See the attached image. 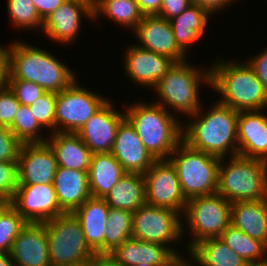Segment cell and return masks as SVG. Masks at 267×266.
<instances>
[{"label": "cell", "instance_id": "obj_24", "mask_svg": "<svg viewBox=\"0 0 267 266\" xmlns=\"http://www.w3.org/2000/svg\"><path fill=\"white\" fill-rule=\"evenodd\" d=\"M110 207L103 198H88L73 214L81 223L85 240L95 253H104V234Z\"/></svg>", "mask_w": 267, "mask_h": 266}, {"label": "cell", "instance_id": "obj_1", "mask_svg": "<svg viewBox=\"0 0 267 266\" xmlns=\"http://www.w3.org/2000/svg\"><path fill=\"white\" fill-rule=\"evenodd\" d=\"M216 102L204 114L200 108L188 116V124L183 125V141L193 149L219 158H225L230 152L229 155L236 156L238 111Z\"/></svg>", "mask_w": 267, "mask_h": 266}, {"label": "cell", "instance_id": "obj_31", "mask_svg": "<svg viewBox=\"0 0 267 266\" xmlns=\"http://www.w3.org/2000/svg\"><path fill=\"white\" fill-rule=\"evenodd\" d=\"M102 15L133 31L143 18L135 0H93V21Z\"/></svg>", "mask_w": 267, "mask_h": 266}, {"label": "cell", "instance_id": "obj_7", "mask_svg": "<svg viewBox=\"0 0 267 266\" xmlns=\"http://www.w3.org/2000/svg\"><path fill=\"white\" fill-rule=\"evenodd\" d=\"M168 160L176 169L186 200L217 192L221 158L193 149L182 140Z\"/></svg>", "mask_w": 267, "mask_h": 266}, {"label": "cell", "instance_id": "obj_9", "mask_svg": "<svg viewBox=\"0 0 267 266\" xmlns=\"http://www.w3.org/2000/svg\"><path fill=\"white\" fill-rule=\"evenodd\" d=\"M182 216L192 237L188 251L202 240L221 237L231 224V203L218 193L194 197L187 200Z\"/></svg>", "mask_w": 267, "mask_h": 266}, {"label": "cell", "instance_id": "obj_27", "mask_svg": "<svg viewBox=\"0 0 267 266\" xmlns=\"http://www.w3.org/2000/svg\"><path fill=\"white\" fill-rule=\"evenodd\" d=\"M212 14L197 4H191L180 15L169 20L179 48L187 55V50L202 40Z\"/></svg>", "mask_w": 267, "mask_h": 266}, {"label": "cell", "instance_id": "obj_37", "mask_svg": "<svg viewBox=\"0 0 267 266\" xmlns=\"http://www.w3.org/2000/svg\"><path fill=\"white\" fill-rule=\"evenodd\" d=\"M56 96L55 92H46L29 106L37 122L46 130L52 129L50 134L55 132Z\"/></svg>", "mask_w": 267, "mask_h": 266}, {"label": "cell", "instance_id": "obj_2", "mask_svg": "<svg viewBox=\"0 0 267 266\" xmlns=\"http://www.w3.org/2000/svg\"><path fill=\"white\" fill-rule=\"evenodd\" d=\"M21 41V42H20ZM6 46L7 80H26L41 86L46 92L59 93L69 87L77 74L49 51L19 40Z\"/></svg>", "mask_w": 267, "mask_h": 266}, {"label": "cell", "instance_id": "obj_43", "mask_svg": "<svg viewBox=\"0 0 267 266\" xmlns=\"http://www.w3.org/2000/svg\"><path fill=\"white\" fill-rule=\"evenodd\" d=\"M247 62L253 68L267 94V48L259 54H255Z\"/></svg>", "mask_w": 267, "mask_h": 266}, {"label": "cell", "instance_id": "obj_49", "mask_svg": "<svg viewBox=\"0 0 267 266\" xmlns=\"http://www.w3.org/2000/svg\"><path fill=\"white\" fill-rule=\"evenodd\" d=\"M187 252L191 260L195 261L193 265H192V262L189 263L188 260H186L183 256L180 255V253H178V254H175L164 266H194L196 264H198L197 266H200V263L196 259L194 254L190 250H188Z\"/></svg>", "mask_w": 267, "mask_h": 266}, {"label": "cell", "instance_id": "obj_44", "mask_svg": "<svg viewBox=\"0 0 267 266\" xmlns=\"http://www.w3.org/2000/svg\"><path fill=\"white\" fill-rule=\"evenodd\" d=\"M40 18L44 21L66 0H32Z\"/></svg>", "mask_w": 267, "mask_h": 266}, {"label": "cell", "instance_id": "obj_5", "mask_svg": "<svg viewBox=\"0 0 267 266\" xmlns=\"http://www.w3.org/2000/svg\"><path fill=\"white\" fill-rule=\"evenodd\" d=\"M188 62V63H187ZM190 61L175 62L162 79L152 89L158 95L157 104L167 111L172 109L174 115L195 114L201 107L200 85L211 86V68H197ZM193 65V66H192ZM199 69V70H198Z\"/></svg>", "mask_w": 267, "mask_h": 266}, {"label": "cell", "instance_id": "obj_18", "mask_svg": "<svg viewBox=\"0 0 267 266\" xmlns=\"http://www.w3.org/2000/svg\"><path fill=\"white\" fill-rule=\"evenodd\" d=\"M132 32L139 41L136 45L143 49L169 57L175 62L188 59L177 45L171 24L167 19L159 16H143Z\"/></svg>", "mask_w": 267, "mask_h": 266}, {"label": "cell", "instance_id": "obj_4", "mask_svg": "<svg viewBox=\"0 0 267 266\" xmlns=\"http://www.w3.org/2000/svg\"><path fill=\"white\" fill-rule=\"evenodd\" d=\"M210 88L219 95L218 100L235 111H259L267 108V94L262 83L247 61H212Z\"/></svg>", "mask_w": 267, "mask_h": 266}, {"label": "cell", "instance_id": "obj_47", "mask_svg": "<svg viewBox=\"0 0 267 266\" xmlns=\"http://www.w3.org/2000/svg\"><path fill=\"white\" fill-rule=\"evenodd\" d=\"M87 266H120L108 253H95L86 263Z\"/></svg>", "mask_w": 267, "mask_h": 266}, {"label": "cell", "instance_id": "obj_29", "mask_svg": "<svg viewBox=\"0 0 267 266\" xmlns=\"http://www.w3.org/2000/svg\"><path fill=\"white\" fill-rule=\"evenodd\" d=\"M103 199L110 208L135 212L139 207L146 205L143 175L125 173Z\"/></svg>", "mask_w": 267, "mask_h": 266}, {"label": "cell", "instance_id": "obj_17", "mask_svg": "<svg viewBox=\"0 0 267 266\" xmlns=\"http://www.w3.org/2000/svg\"><path fill=\"white\" fill-rule=\"evenodd\" d=\"M127 48L123 54L126 76L140 86H147L146 88L153 89L175 63L169 57L143 49L136 44Z\"/></svg>", "mask_w": 267, "mask_h": 266}, {"label": "cell", "instance_id": "obj_50", "mask_svg": "<svg viewBox=\"0 0 267 266\" xmlns=\"http://www.w3.org/2000/svg\"><path fill=\"white\" fill-rule=\"evenodd\" d=\"M0 266H16L9 253L0 251Z\"/></svg>", "mask_w": 267, "mask_h": 266}, {"label": "cell", "instance_id": "obj_51", "mask_svg": "<svg viewBox=\"0 0 267 266\" xmlns=\"http://www.w3.org/2000/svg\"><path fill=\"white\" fill-rule=\"evenodd\" d=\"M246 266H267V261L261 263H248Z\"/></svg>", "mask_w": 267, "mask_h": 266}, {"label": "cell", "instance_id": "obj_23", "mask_svg": "<svg viewBox=\"0 0 267 266\" xmlns=\"http://www.w3.org/2000/svg\"><path fill=\"white\" fill-rule=\"evenodd\" d=\"M108 254L120 266H136L139 263L165 265L175 255L167 246L133 238L116 246Z\"/></svg>", "mask_w": 267, "mask_h": 266}, {"label": "cell", "instance_id": "obj_25", "mask_svg": "<svg viewBox=\"0 0 267 266\" xmlns=\"http://www.w3.org/2000/svg\"><path fill=\"white\" fill-rule=\"evenodd\" d=\"M50 136L46 142L55 154L58 167L88 171L92 153L77 133L53 132Z\"/></svg>", "mask_w": 267, "mask_h": 266}, {"label": "cell", "instance_id": "obj_20", "mask_svg": "<svg viewBox=\"0 0 267 266\" xmlns=\"http://www.w3.org/2000/svg\"><path fill=\"white\" fill-rule=\"evenodd\" d=\"M16 266H52L43 223H26L9 252Z\"/></svg>", "mask_w": 267, "mask_h": 266}, {"label": "cell", "instance_id": "obj_13", "mask_svg": "<svg viewBox=\"0 0 267 266\" xmlns=\"http://www.w3.org/2000/svg\"><path fill=\"white\" fill-rule=\"evenodd\" d=\"M8 203L27 223H45L64 213L53 184L18 185Z\"/></svg>", "mask_w": 267, "mask_h": 266}, {"label": "cell", "instance_id": "obj_26", "mask_svg": "<svg viewBox=\"0 0 267 266\" xmlns=\"http://www.w3.org/2000/svg\"><path fill=\"white\" fill-rule=\"evenodd\" d=\"M231 224L267 246V199L232 202Z\"/></svg>", "mask_w": 267, "mask_h": 266}, {"label": "cell", "instance_id": "obj_36", "mask_svg": "<svg viewBox=\"0 0 267 266\" xmlns=\"http://www.w3.org/2000/svg\"><path fill=\"white\" fill-rule=\"evenodd\" d=\"M8 15L12 25L23 30H38L43 28L40 18L32 0H7Z\"/></svg>", "mask_w": 267, "mask_h": 266}, {"label": "cell", "instance_id": "obj_42", "mask_svg": "<svg viewBox=\"0 0 267 266\" xmlns=\"http://www.w3.org/2000/svg\"><path fill=\"white\" fill-rule=\"evenodd\" d=\"M191 5L190 0H162L159 17L171 20Z\"/></svg>", "mask_w": 267, "mask_h": 266}, {"label": "cell", "instance_id": "obj_21", "mask_svg": "<svg viewBox=\"0 0 267 266\" xmlns=\"http://www.w3.org/2000/svg\"><path fill=\"white\" fill-rule=\"evenodd\" d=\"M238 155L267 161V115L239 111L237 117Z\"/></svg>", "mask_w": 267, "mask_h": 266}, {"label": "cell", "instance_id": "obj_33", "mask_svg": "<svg viewBox=\"0 0 267 266\" xmlns=\"http://www.w3.org/2000/svg\"><path fill=\"white\" fill-rule=\"evenodd\" d=\"M133 212L123 209H109L104 234V253L132 238Z\"/></svg>", "mask_w": 267, "mask_h": 266}, {"label": "cell", "instance_id": "obj_15", "mask_svg": "<svg viewBox=\"0 0 267 266\" xmlns=\"http://www.w3.org/2000/svg\"><path fill=\"white\" fill-rule=\"evenodd\" d=\"M111 98L77 132L92 154L110 153L125 113L116 111Z\"/></svg>", "mask_w": 267, "mask_h": 266}, {"label": "cell", "instance_id": "obj_3", "mask_svg": "<svg viewBox=\"0 0 267 266\" xmlns=\"http://www.w3.org/2000/svg\"><path fill=\"white\" fill-rule=\"evenodd\" d=\"M139 102L126 106L125 118L155 160H168L183 140L184 121L157 103Z\"/></svg>", "mask_w": 267, "mask_h": 266}, {"label": "cell", "instance_id": "obj_16", "mask_svg": "<svg viewBox=\"0 0 267 266\" xmlns=\"http://www.w3.org/2000/svg\"><path fill=\"white\" fill-rule=\"evenodd\" d=\"M84 16L93 20V0H66L44 20L41 31L54 42L74 43Z\"/></svg>", "mask_w": 267, "mask_h": 266}, {"label": "cell", "instance_id": "obj_52", "mask_svg": "<svg viewBox=\"0 0 267 266\" xmlns=\"http://www.w3.org/2000/svg\"><path fill=\"white\" fill-rule=\"evenodd\" d=\"M136 266H164V265H154V264H145V263H139Z\"/></svg>", "mask_w": 267, "mask_h": 266}, {"label": "cell", "instance_id": "obj_34", "mask_svg": "<svg viewBox=\"0 0 267 266\" xmlns=\"http://www.w3.org/2000/svg\"><path fill=\"white\" fill-rule=\"evenodd\" d=\"M9 129L22 144L44 143L48 138L41 135L45 129L37 122L29 106L20 105Z\"/></svg>", "mask_w": 267, "mask_h": 266}, {"label": "cell", "instance_id": "obj_30", "mask_svg": "<svg viewBox=\"0 0 267 266\" xmlns=\"http://www.w3.org/2000/svg\"><path fill=\"white\" fill-rule=\"evenodd\" d=\"M200 266H246L248 263L220 238L200 241L190 250Z\"/></svg>", "mask_w": 267, "mask_h": 266}, {"label": "cell", "instance_id": "obj_12", "mask_svg": "<svg viewBox=\"0 0 267 266\" xmlns=\"http://www.w3.org/2000/svg\"><path fill=\"white\" fill-rule=\"evenodd\" d=\"M146 205L172 209L183 214L185 199L175 167L169 160H156L143 175Z\"/></svg>", "mask_w": 267, "mask_h": 266}, {"label": "cell", "instance_id": "obj_41", "mask_svg": "<svg viewBox=\"0 0 267 266\" xmlns=\"http://www.w3.org/2000/svg\"><path fill=\"white\" fill-rule=\"evenodd\" d=\"M20 105L8 86L0 91V125L9 128L13 123Z\"/></svg>", "mask_w": 267, "mask_h": 266}, {"label": "cell", "instance_id": "obj_40", "mask_svg": "<svg viewBox=\"0 0 267 266\" xmlns=\"http://www.w3.org/2000/svg\"><path fill=\"white\" fill-rule=\"evenodd\" d=\"M21 146L10 129L0 125V161H18Z\"/></svg>", "mask_w": 267, "mask_h": 266}, {"label": "cell", "instance_id": "obj_35", "mask_svg": "<svg viewBox=\"0 0 267 266\" xmlns=\"http://www.w3.org/2000/svg\"><path fill=\"white\" fill-rule=\"evenodd\" d=\"M26 223L8 202H0V251L10 252L14 240Z\"/></svg>", "mask_w": 267, "mask_h": 266}, {"label": "cell", "instance_id": "obj_45", "mask_svg": "<svg viewBox=\"0 0 267 266\" xmlns=\"http://www.w3.org/2000/svg\"><path fill=\"white\" fill-rule=\"evenodd\" d=\"M191 4H197L201 8L209 11L212 15L214 13H220V10H223L224 7L231 2H236L235 0H190Z\"/></svg>", "mask_w": 267, "mask_h": 266}, {"label": "cell", "instance_id": "obj_48", "mask_svg": "<svg viewBox=\"0 0 267 266\" xmlns=\"http://www.w3.org/2000/svg\"><path fill=\"white\" fill-rule=\"evenodd\" d=\"M8 78V63L6 46L0 45V91H2L7 86Z\"/></svg>", "mask_w": 267, "mask_h": 266}, {"label": "cell", "instance_id": "obj_46", "mask_svg": "<svg viewBox=\"0 0 267 266\" xmlns=\"http://www.w3.org/2000/svg\"><path fill=\"white\" fill-rule=\"evenodd\" d=\"M143 16H158L162 0H135Z\"/></svg>", "mask_w": 267, "mask_h": 266}, {"label": "cell", "instance_id": "obj_10", "mask_svg": "<svg viewBox=\"0 0 267 266\" xmlns=\"http://www.w3.org/2000/svg\"><path fill=\"white\" fill-rule=\"evenodd\" d=\"M181 219L182 215L172 209L144 205L133 212L132 238L162 244L178 254L170 244L185 237V222Z\"/></svg>", "mask_w": 267, "mask_h": 266}, {"label": "cell", "instance_id": "obj_53", "mask_svg": "<svg viewBox=\"0 0 267 266\" xmlns=\"http://www.w3.org/2000/svg\"><path fill=\"white\" fill-rule=\"evenodd\" d=\"M76 266H87L86 263H83L81 265H76Z\"/></svg>", "mask_w": 267, "mask_h": 266}, {"label": "cell", "instance_id": "obj_11", "mask_svg": "<svg viewBox=\"0 0 267 266\" xmlns=\"http://www.w3.org/2000/svg\"><path fill=\"white\" fill-rule=\"evenodd\" d=\"M109 100L77 83L57 93L55 132L77 133Z\"/></svg>", "mask_w": 267, "mask_h": 266}, {"label": "cell", "instance_id": "obj_22", "mask_svg": "<svg viewBox=\"0 0 267 266\" xmlns=\"http://www.w3.org/2000/svg\"><path fill=\"white\" fill-rule=\"evenodd\" d=\"M53 185L64 213H73L91 197L88 171L58 167Z\"/></svg>", "mask_w": 267, "mask_h": 266}, {"label": "cell", "instance_id": "obj_32", "mask_svg": "<svg viewBox=\"0 0 267 266\" xmlns=\"http://www.w3.org/2000/svg\"><path fill=\"white\" fill-rule=\"evenodd\" d=\"M230 249L240 255L247 263L267 261V246L230 224L220 237Z\"/></svg>", "mask_w": 267, "mask_h": 266}, {"label": "cell", "instance_id": "obj_28", "mask_svg": "<svg viewBox=\"0 0 267 266\" xmlns=\"http://www.w3.org/2000/svg\"><path fill=\"white\" fill-rule=\"evenodd\" d=\"M124 174L122 165L111 152L92 154L88 169L91 197L104 198Z\"/></svg>", "mask_w": 267, "mask_h": 266}, {"label": "cell", "instance_id": "obj_8", "mask_svg": "<svg viewBox=\"0 0 267 266\" xmlns=\"http://www.w3.org/2000/svg\"><path fill=\"white\" fill-rule=\"evenodd\" d=\"M47 230L52 266H76L95 254L85 240L81 223L73 213H63L43 223Z\"/></svg>", "mask_w": 267, "mask_h": 266}, {"label": "cell", "instance_id": "obj_6", "mask_svg": "<svg viewBox=\"0 0 267 266\" xmlns=\"http://www.w3.org/2000/svg\"><path fill=\"white\" fill-rule=\"evenodd\" d=\"M229 157L228 162L226 158L220 160L216 193L230 203L267 199V161L240 155Z\"/></svg>", "mask_w": 267, "mask_h": 266}, {"label": "cell", "instance_id": "obj_39", "mask_svg": "<svg viewBox=\"0 0 267 266\" xmlns=\"http://www.w3.org/2000/svg\"><path fill=\"white\" fill-rule=\"evenodd\" d=\"M7 86L21 105L30 106L46 91L34 82L26 80H7Z\"/></svg>", "mask_w": 267, "mask_h": 266}, {"label": "cell", "instance_id": "obj_19", "mask_svg": "<svg viewBox=\"0 0 267 266\" xmlns=\"http://www.w3.org/2000/svg\"><path fill=\"white\" fill-rule=\"evenodd\" d=\"M111 153L120 162L125 173L144 175L156 161L126 118L118 127Z\"/></svg>", "mask_w": 267, "mask_h": 266}, {"label": "cell", "instance_id": "obj_38", "mask_svg": "<svg viewBox=\"0 0 267 266\" xmlns=\"http://www.w3.org/2000/svg\"><path fill=\"white\" fill-rule=\"evenodd\" d=\"M17 187V161H0V202H9Z\"/></svg>", "mask_w": 267, "mask_h": 266}, {"label": "cell", "instance_id": "obj_14", "mask_svg": "<svg viewBox=\"0 0 267 266\" xmlns=\"http://www.w3.org/2000/svg\"><path fill=\"white\" fill-rule=\"evenodd\" d=\"M17 163L18 185L53 184L58 165L47 142L22 144Z\"/></svg>", "mask_w": 267, "mask_h": 266}]
</instances>
